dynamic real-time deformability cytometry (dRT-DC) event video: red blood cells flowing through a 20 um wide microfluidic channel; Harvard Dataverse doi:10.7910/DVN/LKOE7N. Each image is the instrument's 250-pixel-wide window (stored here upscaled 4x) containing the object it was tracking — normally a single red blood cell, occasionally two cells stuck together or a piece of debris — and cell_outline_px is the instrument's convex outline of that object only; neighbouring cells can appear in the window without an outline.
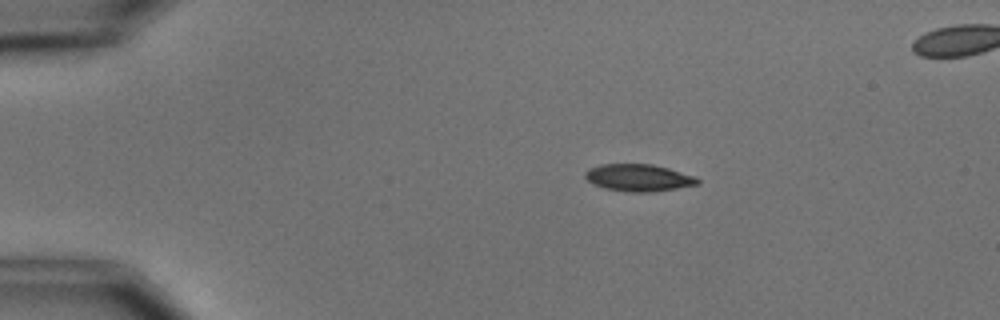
{"species": "common noctule bat (a hibernating species)", "species_latin": "Nyctalus noctula", "temperature_condition": "cold", "stored_images_in_passage": 4, "segment_of_instrument_passage": [1, 2], "camera_frame_rate_fps": 3000, "um_per_image_px": 0.085, "animal": {"sex": "male", "body_mass_g": 15.6}, "frame": {"image": 1, "passage_image": 2, "time_ms": 1.333, "image_size_px": [1000, 320], "cell_outline_px": [[700, 184], [652, 192], [628, 192], [604, 188], [588, 180], [584, 176], [584, 172], [588, 168], [600, 164], [652, 164], [668, 168], [696, 176], [700, 180]], "centroid_in_image_um": [54.29, 15.1], "position_along_channel_um": 30.7, "area_um2": 17.8}}